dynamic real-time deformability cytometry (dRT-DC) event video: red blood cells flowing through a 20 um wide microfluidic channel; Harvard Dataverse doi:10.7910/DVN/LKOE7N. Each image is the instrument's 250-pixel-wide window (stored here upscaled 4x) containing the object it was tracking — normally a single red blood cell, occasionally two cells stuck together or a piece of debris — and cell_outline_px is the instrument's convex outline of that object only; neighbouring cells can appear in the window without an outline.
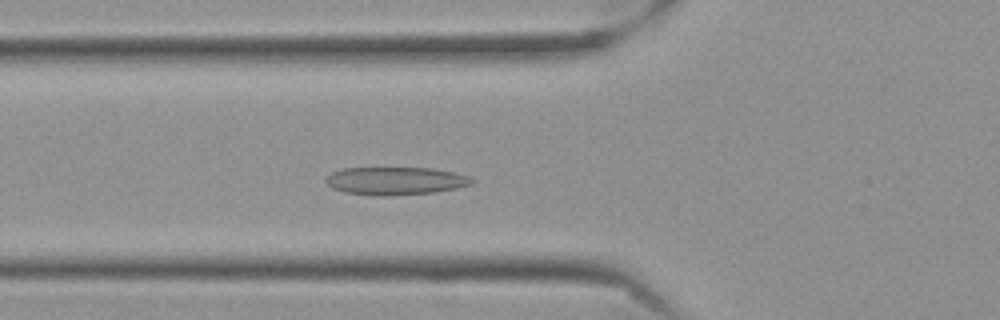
{"species": "Egyptian fruit bat (a non-hibernating species)", "species_latin": "Rousettus aegyptiacus", "temperature_condition": "cold", "stored_images_in_passage": 56, "camera_frame_rate_fps": 3000, "um_per_image_px": 0.085, "frame": {"image": 1, "passage_image": 19, "time_ms": 6.0, "image_size_px": [1000, 320], "cell_outline_px": [[476, 180], [472, 184], [456, 188], [436, 192], [384, 196], [380, 196], [344, 192], [332, 188], [324, 180], [332, 172], [344, 168], [432, 168], [452, 172], [468, 176]], "centroid_in_image_um": [33.62, 15.37], "position_along_channel_um": 92.2, "area_um2": 23.64}}
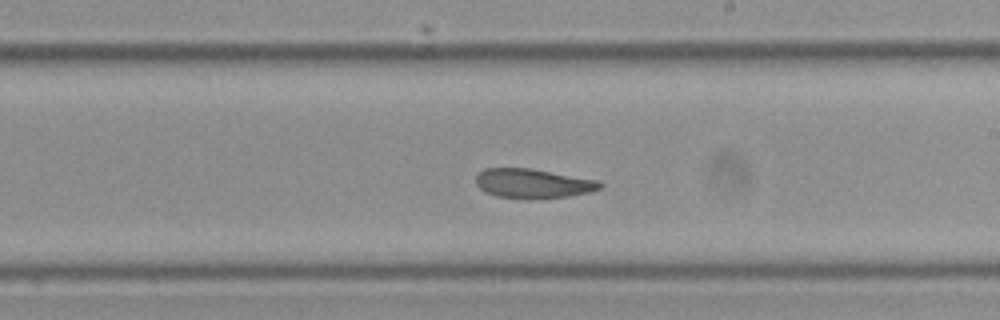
{"frame": {"image": 2, "passage_image": 32, "time_ms": 10.333, "image_size_px": [1000, 320], "cell_outline_px": [[604, 184], [600, 188], [588, 192], [568, 196], [528, 200], [496, 196], [480, 188], [476, 184], [476, 176], [484, 168], [532, 168], [596, 180]], "centroid_in_image_um": [45.28, 15.6], "position_along_channel_um": 243.7, "area_um2": 21.27}}
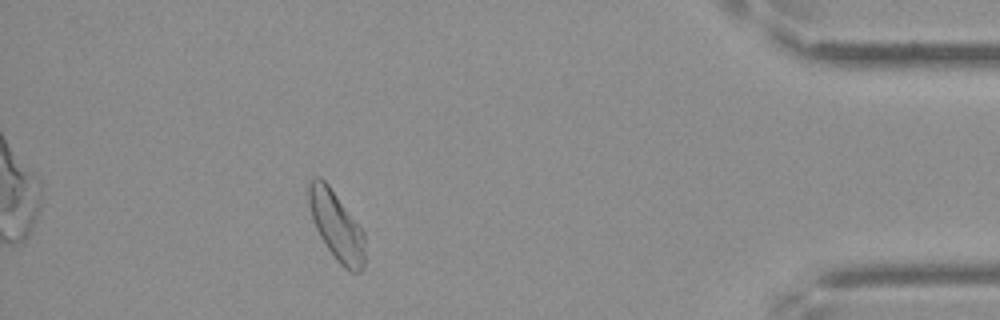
{"frame": {"image": 3, "passage_image": 50, "time_ms": 16.333, "image_size_px": [1000, 320], "cell_outline_px": [[364, 268], [360, 272], [348, 272], [336, 260], [320, 236], [316, 228], [308, 204], [308, 184], [316, 176], [320, 176], [328, 184], [364, 232]], "centroid_in_image_um": [28.6, 19.21], "position_along_channel_um": 406.6, "area_um2": 22.31}, "authors_computed_cell_mechanics": {"area_um2": 22.6287, "velocity_mm_per_s": 3.4826, "shape_relaxation_time_tau1_ms": null, "shape_relaxation_time_tau2_ms": 3.5267, "deformation_change_tau1": null, "deformation_change_tau2": 0.076}}